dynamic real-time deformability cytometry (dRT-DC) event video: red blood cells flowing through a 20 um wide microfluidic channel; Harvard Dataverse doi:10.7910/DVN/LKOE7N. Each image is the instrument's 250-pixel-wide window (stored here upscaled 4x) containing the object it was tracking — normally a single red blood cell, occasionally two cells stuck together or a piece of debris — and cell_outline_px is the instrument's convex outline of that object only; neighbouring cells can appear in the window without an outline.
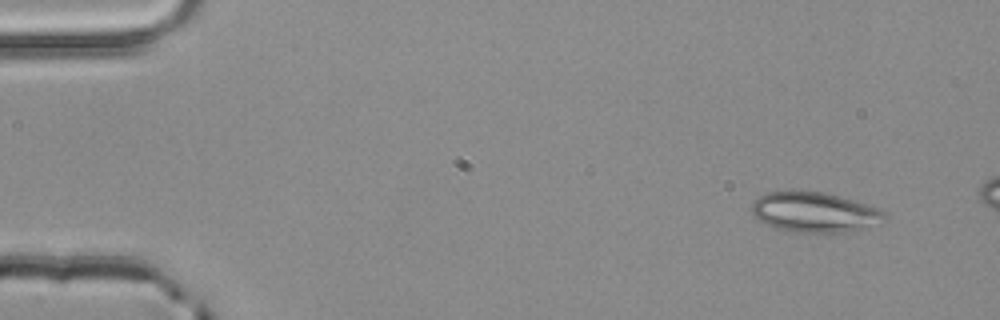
{"species": "common noctule bat (a hibernating species)", "species_latin": "Nyctalus noctula", "temperature_condition": "room temperature", "stored_images_in_passage": 3, "camera_frame_rate_fps": 3000, "um_per_image_px": 0.085, "animal": {"sex": "male", "body_mass_g": 20.4}, "frame": {"image": 1, "passage_image": 1, "time_ms": 0.0, "image_size_px": [1000, 320], "cell_outline_px": [[888, 220], [880, 224], [848, 232], [788, 232], [776, 228], [760, 220], [752, 212], [752, 204], [764, 192], [824, 192], [840, 196], [876, 208], [884, 212], [888, 216]], "centroid_in_image_um": [69.29, 18.06], "position_along_channel_um": 15.7, "area_um2": 30.75}}